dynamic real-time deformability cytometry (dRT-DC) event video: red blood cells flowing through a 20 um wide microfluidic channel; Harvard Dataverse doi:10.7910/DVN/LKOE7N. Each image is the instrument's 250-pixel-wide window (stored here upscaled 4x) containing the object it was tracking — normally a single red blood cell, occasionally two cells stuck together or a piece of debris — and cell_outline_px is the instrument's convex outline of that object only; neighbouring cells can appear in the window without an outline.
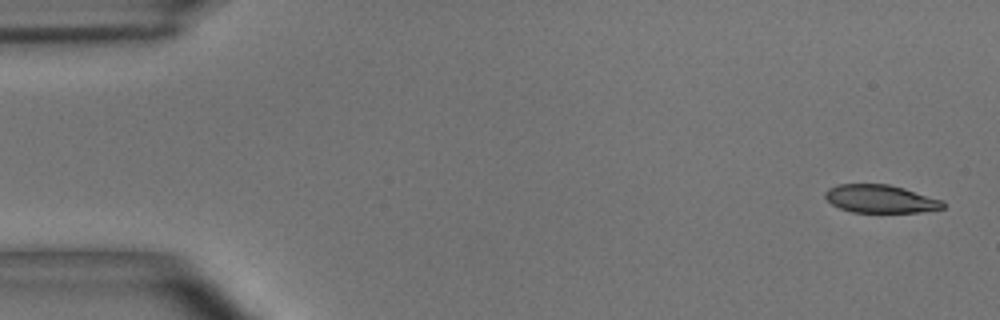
{"species": "common noctule bat (a hibernating species)", "species_latin": "Nyctalus noctula", "temperature_condition": "room temperature", "stored_images_in_passage": 47, "camera_frame_rate_fps": 3000, "um_per_image_px": 0.085, "animal": {"sex": "male", "body_mass_g": 15.6}, "frame": {"image": 1, "passage_image": 1, "time_ms": 0.0, "image_size_px": [1000, 320], "cell_outline_px": [[944, 208], [920, 212], [852, 212], [840, 208], [832, 204], [824, 196], [824, 192], [828, 188], [836, 184], [888, 184], [904, 188], [944, 200]], "centroid_in_image_um": [74.83, 16.9], "position_along_channel_um": 10.2, "area_um2": 19.31}}
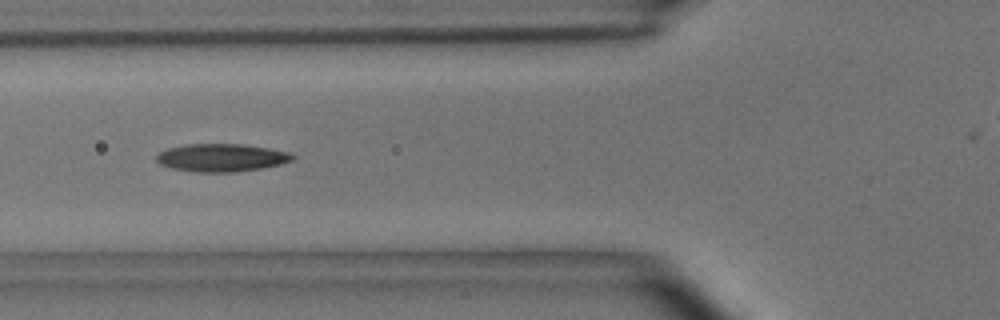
{"frame": {"image": 2, "passage_image": 19, "time_ms": 6.0, "image_size_px": [1000, 320], "cell_outline_px": [[296, 156], [292, 160], [280, 164], [260, 168], [236, 172], [196, 172], [172, 168], [160, 164], [156, 160], [156, 156], [160, 152], [168, 148], [184, 144], [244, 144], [268, 148], [288, 152]], "centroid_in_image_um": [18.81, 13.4], "position_along_channel_um": 107.0, "area_um2": 22.02}}
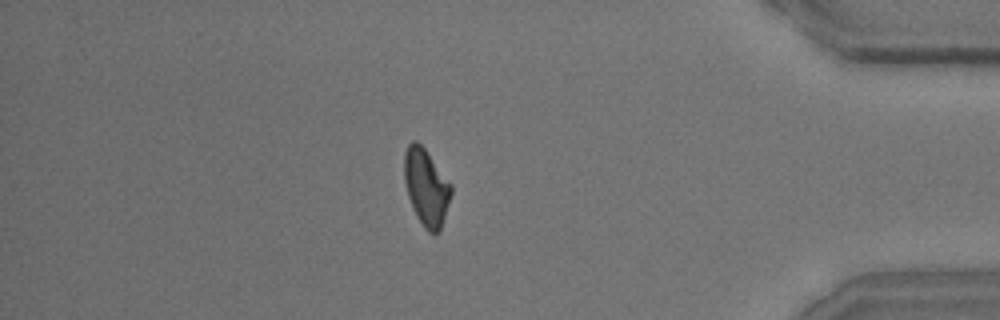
{"frame": {"image": 3, "passage_image": 46, "time_ms": 15.0, "image_size_px": [1000, 320], "cell_outline_px": [[452, 192], [440, 228], [436, 232], [428, 232], [424, 228], [416, 216], [408, 196], [404, 180], [404, 152], [408, 144], [412, 140], [416, 140], [424, 148], [452, 184]], "centroid_in_image_um": [36.21, 15.87], "position_along_channel_um": 399.0, "area_um2": 20.75}}